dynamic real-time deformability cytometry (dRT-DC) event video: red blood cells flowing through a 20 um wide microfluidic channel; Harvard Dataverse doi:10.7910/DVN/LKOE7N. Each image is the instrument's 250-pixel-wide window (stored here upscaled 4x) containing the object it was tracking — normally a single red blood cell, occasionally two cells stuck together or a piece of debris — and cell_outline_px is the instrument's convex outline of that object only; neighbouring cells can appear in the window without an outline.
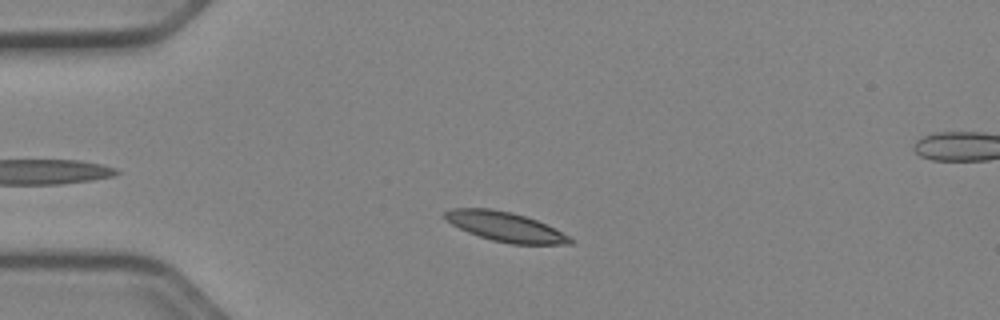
{"species": "Egyptian fruit bat (a non-hibernating species)", "species_latin": "Rousettus aegyptiacus", "temperature_condition": "cold", "stored_images_in_passage": 47, "camera_frame_rate_fps": 3000, "um_per_image_px": 0.085, "animal": {"sex": "female"}, "frame": {"image": 1, "passage_image": 8, "time_ms": 2.333, "image_size_px": [1000, 320], "cell_outline_px": [[572, 244], [512, 244], [492, 240], [468, 232], [452, 224], [440, 216], [444, 212], [452, 208], [492, 208], [512, 212], [536, 220], [568, 236], [572, 240]], "centroid_in_image_um": [42.87, 19.25], "position_along_channel_um": 42.1, "area_um2": 21.27}}
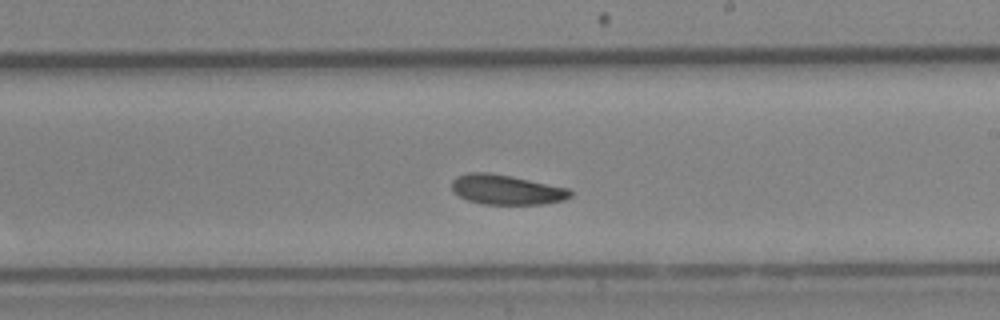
{"frame": {"image": 2, "passage_image": 26, "time_ms": 8.333, "image_size_px": [1000, 320], "cell_outline_px": [[572, 196], [564, 200], [544, 204], [484, 204], [468, 200], [452, 192], [452, 180], [456, 176], [468, 172], [488, 172], [512, 176], [568, 188], [572, 192]], "centroid_in_image_um": [43.03, 16.11], "position_along_channel_um": 246.0, "area_um2": 20.69}}
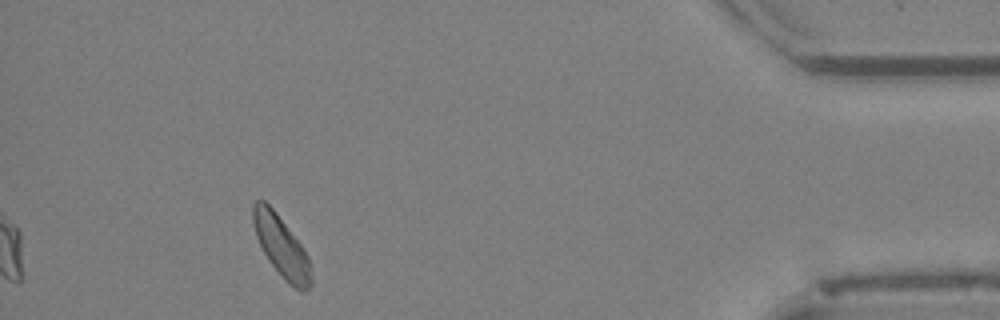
{"frame": {"image": 3, "passage_image": 43, "time_ms": 14.0, "image_size_px": [1000, 320], "cell_outline_px": [[312, 284], [304, 292], [300, 292], [288, 284], [268, 260], [256, 236], [252, 224], [252, 204], [256, 200], [264, 200], [276, 212], [300, 244], [308, 256], [312, 280]], "centroid_in_image_um": [23.9, 20.97], "position_along_channel_um": 411.3, "area_um2": 20.52}, "authors_computed_cell_mechanics": {"area_um2": 20.6924, "velocity_mm_per_s": 3.8862, "shape_relaxation_time_tau1_ms": 3.1347, "shape_relaxation_time_tau2_ms": null, "deformation_change_tau1": 0.076, "deformation_change_tau2": null}}